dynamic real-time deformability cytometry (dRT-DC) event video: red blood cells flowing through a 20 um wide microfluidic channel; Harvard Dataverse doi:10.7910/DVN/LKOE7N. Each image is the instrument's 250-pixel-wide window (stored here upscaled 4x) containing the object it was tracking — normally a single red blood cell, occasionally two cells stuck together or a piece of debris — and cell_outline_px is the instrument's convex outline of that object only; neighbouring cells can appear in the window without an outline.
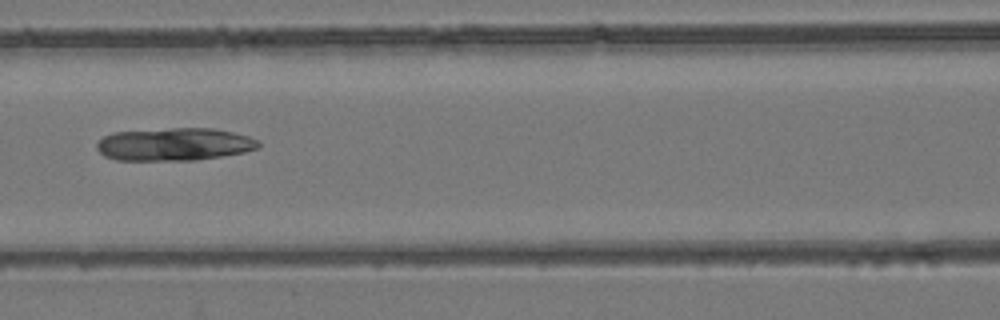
{"species": "common noctule bat (a hibernating species)", "species_latin": "Nyctalus noctula", "temperature_condition": "room temperature", "stored_images_in_passage": 4, "camera_frame_rate_fps": 3000, "um_per_image_px": 0.085, "animal": {"sex": "female", "body_mass_g": 24.6, "forearm_length_mm": 56.2}, "frame": {"image": 1, "passage_image": 3, "time_ms": 2.333, "image_size_px": [1000, 320], "cell_outline_px": [[260, 148], [244, 152], [196, 160], [116, 160], [104, 156], [96, 148], [96, 144], [104, 136], [112, 132], [172, 128], [212, 128], [232, 132], [248, 136], [260, 140]], "centroid_in_image_um": [14.82, 12.26], "position_along_channel_um": 151.8, "area_um2": 30.98}}
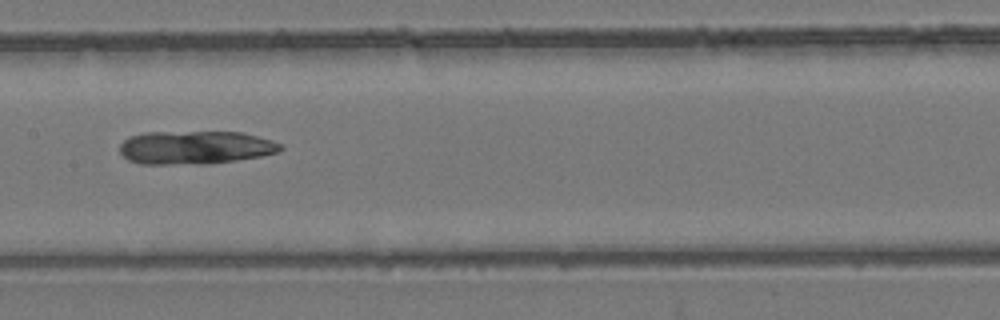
{"frame": {"image": 2, "passage_image": 4, "time_ms": 3.333, "image_size_px": [1000, 320], "cell_outline_px": [[284, 148], [280, 152], [260, 156], [236, 160], [200, 164], [140, 164], [128, 160], [120, 152], [120, 144], [128, 136], [144, 132], [244, 132], [272, 140], [280, 144]], "centroid_in_image_um": [16.59, 12.53], "position_along_channel_um": 190.8, "area_um2": 31.39}}